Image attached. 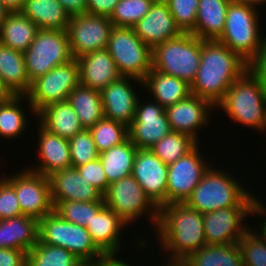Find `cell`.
I'll list each match as a JSON object with an SVG mask.
<instances>
[{"label": "cell", "mask_w": 266, "mask_h": 266, "mask_svg": "<svg viewBox=\"0 0 266 266\" xmlns=\"http://www.w3.org/2000/svg\"><path fill=\"white\" fill-rule=\"evenodd\" d=\"M247 70V62L227 46L217 40H204L199 69L190 85L191 94L217 108L229 87Z\"/></svg>", "instance_id": "cell-1"}, {"label": "cell", "mask_w": 266, "mask_h": 266, "mask_svg": "<svg viewBox=\"0 0 266 266\" xmlns=\"http://www.w3.org/2000/svg\"><path fill=\"white\" fill-rule=\"evenodd\" d=\"M161 250L169 251V259H186L206 245L203 214L186 202H176L159 208L156 230Z\"/></svg>", "instance_id": "cell-2"}, {"label": "cell", "mask_w": 266, "mask_h": 266, "mask_svg": "<svg viewBox=\"0 0 266 266\" xmlns=\"http://www.w3.org/2000/svg\"><path fill=\"white\" fill-rule=\"evenodd\" d=\"M222 169L209 167L186 203L205 214L229 207H256L258 197Z\"/></svg>", "instance_id": "cell-3"}, {"label": "cell", "mask_w": 266, "mask_h": 266, "mask_svg": "<svg viewBox=\"0 0 266 266\" xmlns=\"http://www.w3.org/2000/svg\"><path fill=\"white\" fill-rule=\"evenodd\" d=\"M217 106L239 125L266 131V90L248 70L229 87Z\"/></svg>", "instance_id": "cell-4"}, {"label": "cell", "mask_w": 266, "mask_h": 266, "mask_svg": "<svg viewBox=\"0 0 266 266\" xmlns=\"http://www.w3.org/2000/svg\"><path fill=\"white\" fill-rule=\"evenodd\" d=\"M203 41L191 33H181L155 46L152 49V69L191 85L199 69Z\"/></svg>", "instance_id": "cell-5"}, {"label": "cell", "mask_w": 266, "mask_h": 266, "mask_svg": "<svg viewBox=\"0 0 266 266\" xmlns=\"http://www.w3.org/2000/svg\"><path fill=\"white\" fill-rule=\"evenodd\" d=\"M259 17L257 7L231 1L227 8L224 31L217 41L248 63L266 39L261 36Z\"/></svg>", "instance_id": "cell-6"}, {"label": "cell", "mask_w": 266, "mask_h": 266, "mask_svg": "<svg viewBox=\"0 0 266 266\" xmlns=\"http://www.w3.org/2000/svg\"><path fill=\"white\" fill-rule=\"evenodd\" d=\"M38 241L65 248L79 260L98 259L103 254L85 227L67 222L55 211L39 220Z\"/></svg>", "instance_id": "cell-7"}, {"label": "cell", "mask_w": 266, "mask_h": 266, "mask_svg": "<svg viewBox=\"0 0 266 266\" xmlns=\"http://www.w3.org/2000/svg\"><path fill=\"white\" fill-rule=\"evenodd\" d=\"M106 49L123 77L143 81L152 69V49L136 35L134 28L114 27Z\"/></svg>", "instance_id": "cell-8"}, {"label": "cell", "mask_w": 266, "mask_h": 266, "mask_svg": "<svg viewBox=\"0 0 266 266\" xmlns=\"http://www.w3.org/2000/svg\"><path fill=\"white\" fill-rule=\"evenodd\" d=\"M30 81L73 59L67 30L38 29L34 41L23 52Z\"/></svg>", "instance_id": "cell-9"}, {"label": "cell", "mask_w": 266, "mask_h": 266, "mask_svg": "<svg viewBox=\"0 0 266 266\" xmlns=\"http://www.w3.org/2000/svg\"><path fill=\"white\" fill-rule=\"evenodd\" d=\"M80 84L77 59L56 66L32 81L29 92L25 95L27 105L35 115L44 107L66 101L73 89ZM29 100V101H28Z\"/></svg>", "instance_id": "cell-10"}, {"label": "cell", "mask_w": 266, "mask_h": 266, "mask_svg": "<svg viewBox=\"0 0 266 266\" xmlns=\"http://www.w3.org/2000/svg\"><path fill=\"white\" fill-rule=\"evenodd\" d=\"M103 200L107 207L129 225L136 218L147 213L150 215L148 217L151 223L157 227L159 208L145 194L132 175L110 183L103 194Z\"/></svg>", "instance_id": "cell-11"}, {"label": "cell", "mask_w": 266, "mask_h": 266, "mask_svg": "<svg viewBox=\"0 0 266 266\" xmlns=\"http://www.w3.org/2000/svg\"><path fill=\"white\" fill-rule=\"evenodd\" d=\"M265 207V204L258 200L256 207H229L203 214L206 244L239 243V240L250 229L242 222L247 220L246 217H250L251 214L266 217Z\"/></svg>", "instance_id": "cell-12"}, {"label": "cell", "mask_w": 266, "mask_h": 266, "mask_svg": "<svg viewBox=\"0 0 266 266\" xmlns=\"http://www.w3.org/2000/svg\"><path fill=\"white\" fill-rule=\"evenodd\" d=\"M3 177L14 187L23 215L39 221L54 211L48 177L28 167L17 175Z\"/></svg>", "instance_id": "cell-13"}, {"label": "cell", "mask_w": 266, "mask_h": 266, "mask_svg": "<svg viewBox=\"0 0 266 266\" xmlns=\"http://www.w3.org/2000/svg\"><path fill=\"white\" fill-rule=\"evenodd\" d=\"M114 24L109 17L83 13L70 17L67 33L73 58L105 49Z\"/></svg>", "instance_id": "cell-14"}, {"label": "cell", "mask_w": 266, "mask_h": 266, "mask_svg": "<svg viewBox=\"0 0 266 266\" xmlns=\"http://www.w3.org/2000/svg\"><path fill=\"white\" fill-rule=\"evenodd\" d=\"M199 149L197 144L189 153L168 165L167 204L186 202L209 169L210 165Z\"/></svg>", "instance_id": "cell-15"}, {"label": "cell", "mask_w": 266, "mask_h": 266, "mask_svg": "<svg viewBox=\"0 0 266 266\" xmlns=\"http://www.w3.org/2000/svg\"><path fill=\"white\" fill-rule=\"evenodd\" d=\"M165 108L158 102L136 104L135 118L128 126L129 139L139 149H150L171 132Z\"/></svg>", "instance_id": "cell-16"}, {"label": "cell", "mask_w": 266, "mask_h": 266, "mask_svg": "<svg viewBox=\"0 0 266 266\" xmlns=\"http://www.w3.org/2000/svg\"><path fill=\"white\" fill-rule=\"evenodd\" d=\"M167 175L168 164L150 149L138 148L132 176L158 208L167 205Z\"/></svg>", "instance_id": "cell-17"}, {"label": "cell", "mask_w": 266, "mask_h": 266, "mask_svg": "<svg viewBox=\"0 0 266 266\" xmlns=\"http://www.w3.org/2000/svg\"><path fill=\"white\" fill-rule=\"evenodd\" d=\"M212 109L215 110L216 107L211 102L190 94L187 98L165 108V112L172 131L187 134L198 142L197 131L209 124V113Z\"/></svg>", "instance_id": "cell-18"}, {"label": "cell", "mask_w": 266, "mask_h": 266, "mask_svg": "<svg viewBox=\"0 0 266 266\" xmlns=\"http://www.w3.org/2000/svg\"><path fill=\"white\" fill-rule=\"evenodd\" d=\"M130 80L143 86V81L139 79L121 76L100 91L104 118L118 121L127 126L135 118L136 104L139 99Z\"/></svg>", "instance_id": "cell-19"}, {"label": "cell", "mask_w": 266, "mask_h": 266, "mask_svg": "<svg viewBox=\"0 0 266 266\" xmlns=\"http://www.w3.org/2000/svg\"><path fill=\"white\" fill-rule=\"evenodd\" d=\"M51 199L55 207L62 201H104L103 194L81 177L76 168H67L48 176Z\"/></svg>", "instance_id": "cell-20"}, {"label": "cell", "mask_w": 266, "mask_h": 266, "mask_svg": "<svg viewBox=\"0 0 266 266\" xmlns=\"http://www.w3.org/2000/svg\"><path fill=\"white\" fill-rule=\"evenodd\" d=\"M133 28L151 49L182 33L176 26L168 4L160 2H154L149 12Z\"/></svg>", "instance_id": "cell-21"}, {"label": "cell", "mask_w": 266, "mask_h": 266, "mask_svg": "<svg viewBox=\"0 0 266 266\" xmlns=\"http://www.w3.org/2000/svg\"><path fill=\"white\" fill-rule=\"evenodd\" d=\"M76 59L82 86L101 91L121 77L106 48L86 53Z\"/></svg>", "instance_id": "cell-22"}, {"label": "cell", "mask_w": 266, "mask_h": 266, "mask_svg": "<svg viewBox=\"0 0 266 266\" xmlns=\"http://www.w3.org/2000/svg\"><path fill=\"white\" fill-rule=\"evenodd\" d=\"M39 125V147L37 148L39 158L41 163H38V166L32 169H28L40 173L48 177L52 173L57 171L71 168V156H70V144L69 140L62 138L56 134L50 133L44 127Z\"/></svg>", "instance_id": "cell-23"}, {"label": "cell", "mask_w": 266, "mask_h": 266, "mask_svg": "<svg viewBox=\"0 0 266 266\" xmlns=\"http://www.w3.org/2000/svg\"><path fill=\"white\" fill-rule=\"evenodd\" d=\"M127 225L128 223L105 205L85 228L103 253H118L123 248L120 233Z\"/></svg>", "instance_id": "cell-24"}, {"label": "cell", "mask_w": 266, "mask_h": 266, "mask_svg": "<svg viewBox=\"0 0 266 266\" xmlns=\"http://www.w3.org/2000/svg\"><path fill=\"white\" fill-rule=\"evenodd\" d=\"M39 221L22 215L0 220V248L29 252L38 242Z\"/></svg>", "instance_id": "cell-25"}, {"label": "cell", "mask_w": 266, "mask_h": 266, "mask_svg": "<svg viewBox=\"0 0 266 266\" xmlns=\"http://www.w3.org/2000/svg\"><path fill=\"white\" fill-rule=\"evenodd\" d=\"M36 116L38 123L50 133L70 139L84 128L70 103L60 101L42 108Z\"/></svg>", "instance_id": "cell-26"}, {"label": "cell", "mask_w": 266, "mask_h": 266, "mask_svg": "<svg viewBox=\"0 0 266 266\" xmlns=\"http://www.w3.org/2000/svg\"><path fill=\"white\" fill-rule=\"evenodd\" d=\"M0 79L11 95H26L31 87L23 52L0 43Z\"/></svg>", "instance_id": "cell-27"}, {"label": "cell", "mask_w": 266, "mask_h": 266, "mask_svg": "<svg viewBox=\"0 0 266 266\" xmlns=\"http://www.w3.org/2000/svg\"><path fill=\"white\" fill-rule=\"evenodd\" d=\"M143 86L153 96V101L167 108L191 94L190 85L175 76L160 73L154 69L143 80Z\"/></svg>", "instance_id": "cell-28"}, {"label": "cell", "mask_w": 266, "mask_h": 266, "mask_svg": "<svg viewBox=\"0 0 266 266\" xmlns=\"http://www.w3.org/2000/svg\"><path fill=\"white\" fill-rule=\"evenodd\" d=\"M231 0H199L197 19L191 34L203 40H217L223 33Z\"/></svg>", "instance_id": "cell-29"}, {"label": "cell", "mask_w": 266, "mask_h": 266, "mask_svg": "<svg viewBox=\"0 0 266 266\" xmlns=\"http://www.w3.org/2000/svg\"><path fill=\"white\" fill-rule=\"evenodd\" d=\"M20 12L39 29L67 30L70 20L57 0H26Z\"/></svg>", "instance_id": "cell-30"}, {"label": "cell", "mask_w": 266, "mask_h": 266, "mask_svg": "<svg viewBox=\"0 0 266 266\" xmlns=\"http://www.w3.org/2000/svg\"><path fill=\"white\" fill-rule=\"evenodd\" d=\"M38 26L21 12H11L0 26V43L25 52L35 39Z\"/></svg>", "instance_id": "cell-31"}, {"label": "cell", "mask_w": 266, "mask_h": 266, "mask_svg": "<svg viewBox=\"0 0 266 266\" xmlns=\"http://www.w3.org/2000/svg\"><path fill=\"white\" fill-rule=\"evenodd\" d=\"M184 260L187 266H244L238 243L206 244Z\"/></svg>", "instance_id": "cell-32"}, {"label": "cell", "mask_w": 266, "mask_h": 266, "mask_svg": "<svg viewBox=\"0 0 266 266\" xmlns=\"http://www.w3.org/2000/svg\"><path fill=\"white\" fill-rule=\"evenodd\" d=\"M137 150L128 138L125 142L99 153L109 184L132 175Z\"/></svg>", "instance_id": "cell-33"}, {"label": "cell", "mask_w": 266, "mask_h": 266, "mask_svg": "<svg viewBox=\"0 0 266 266\" xmlns=\"http://www.w3.org/2000/svg\"><path fill=\"white\" fill-rule=\"evenodd\" d=\"M67 101L77 113L84 129L93 127L104 118L100 91L82 85L76 86Z\"/></svg>", "instance_id": "cell-34"}, {"label": "cell", "mask_w": 266, "mask_h": 266, "mask_svg": "<svg viewBox=\"0 0 266 266\" xmlns=\"http://www.w3.org/2000/svg\"><path fill=\"white\" fill-rule=\"evenodd\" d=\"M25 95H11L0 101V136L7 139H15L26 130L27 116L20 104L25 100ZM23 100V101H22Z\"/></svg>", "instance_id": "cell-35"}, {"label": "cell", "mask_w": 266, "mask_h": 266, "mask_svg": "<svg viewBox=\"0 0 266 266\" xmlns=\"http://www.w3.org/2000/svg\"><path fill=\"white\" fill-rule=\"evenodd\" d=\"M198 143L200 142L187 134L171 131L154 144L150 150L169 165L189 153Z\"/></svg>", "instance_id": "cell-36"}, {"label": "cell", "mask_w": 266, "mask_h": 266, "mask_svg": "<svg viewBox=\"0 0 266 266\" xmlns=\"http://www.w3.org/2000/svg\"><path fill=\"white\" fill-rule=\"evenodd\" d=\"M79 259L65 248L37 244L27 254V266H75Z\"/></svg>", "instance_id": "cell-37"}, {"label": "cell", "mask_w": 266, "mask_h": 266, "mask_svg": "<svg viewBox=\"0 0 266 266\" xmlns=\"http://www.w3.org/2000/svg\"><path fill=\"white\" fill-rule=\"evenodd\" d=\"M89 131L99 153L125 142L129 138L128 126L118 121L103 118Z\"/></svg>", "instance_id": "cell-38"}, {"label": "cell", "mask_w": 266, "mask_h": 266, "mask_svg": "<svg viewBox=\"0 0 266 266\" xmlns=\"http://www.w3.org/2000/svg\"><path fill=\"white\" fill-rule=\"evenodd\" d=\"M104 206V201H62L54 207V211L67 222L86 227Z\"/></svg>", "instance_id": "cell-39"}, {"label": "cell", "mask_w": 266, "mask_h": 266, "mask_svg": "<svg viewBox=\"0 0 266 266\" xmlns=\"http://www.w3.org/2000/svg\"><path fill=\"white\" fill-rule=\"evenodd\" d=\"M153 0H120L109 20L114 27L133 28L148 12Z\"/></svg>", "instance_id": "cell-40"}, {"label": "cell", "mask_w": 266, "mask_h": 266, "mask_svg": "<svg viewBox=\"0 0 266 266\" xmlns=\"http://www.w3.org/2000/svg\"><path fill=\"white\" fill-rule=\"evenodd\" d=\"M250 228L239 240L244 266H266V235Z\"/></svg>", "instance_id": "cell-41"}, {"label": "cell", "mask_w": 266, "mask_h": 266, "mask_svg": "<svg viewBox=\"0 0 266 266\" xmlns=\"http://www.w3.org/2000/svg\"><path fill=\"white\" fill-rule=\"evenodd\" d=\"M72 167L84 165L99 158L94 139L89 129H83L69 139Z\"/></svg>", "instance_id": "cell-42"}, {"label": "cell", "mask_w": 266, "mask_h": 266, "mask_svg": "<svg viewBox=\"0 0 266 266\" xmlns=\"http://www.w3.org/2000/svg\"><path fill=\"white\" fill-rule=\"evenodd\" d=\"M199 0H168L170 12L182 33H191L196 25Z\"/></svg>", "instance_id": "cell-43"}, {"label": "cell", "mask_w": 266, "mask_h": 266, "mask_svg": "<svg viewBox=\"0 0 266 266\" xmlns=\"http://www.w3.org/2000/svg\"><path fill=\"white\" fill-rule=\"evenodd\" d=\"M14 187L4 178H0V220L22 216Z\"/></svg>", "instance_id": "cell-44"}, {"label": "cell", "mask_w": 266, "mask_h": 266, "mask_svg": "<svg viewBox=\"0 0 266 266\" xmlns=\"http://www.w3.org/2000/svg\"><path fill=\"white\" fill-rule=\"evenodd\" d=\"M81 177L104 194L108 189V180L100 158L76 167Z\"/></svg>", "instance_id": "cell-45"}, {"label": "cell", "mask_w": 266, "mask_h": 266, "mask_svg": "<svg viewBox=\"0 0 266 266\" xmlns=\"http://www.w3.org/2000/svg\"><path fill=\"white\" fill-rule=\"evenodd\" d=\"M248 71L266 90V39L254 57L247 63Z\"/></svg>", "instance_id": "cell-46"}, {"label": "cell", "mask_w": 266, "mask_h": 266, "mask_svg": "<svg viewBox=\"0 0 266 266\" xmlns=\"http://www.w3.org/2000/svg\"><path fill=\"white\" fill-rule=\"evenodd\" d=\"M27 251L0 248V266H27Z\"/></svg>", "instance_id": "cell-47"}, {"label": "cell", "mask_w": 266, "mask_h": 266, "mask_svg": "<svg viewBox=\"0 0 266 266\" xmlns=\"http://www.w3.org/2000/svg\"><path fill=\"white\" fill-rule=\"evenodd\" d=\"M120 0H87V13L110 17Z\"/></svg>", "instance_id": "cell-48"}, {"label": "cell", "mask_w": 266, "mask_h": 266, "mask_svg": "<svg viewBox=\"0 0 266 266\" xmlns=\"http://www.w3.org/2000/svg\"><path fill=\"white\" fill-rule=\"evenodd\" d=\"M66 13L72 17L87 13V0H57Z\"/></svg>", "instance_id": "cell-49"}, {"label": "cell", "mask_w": 266, "mask_h": 266, "mask_svg": "<svg viewBox=\"0 0 266 266\" xmlns=\"http://www.w3.org/2000/svg\"><path fill=\"white\" fill-rule=\"evenodd\" d=\"M118 253H103L97 260L98 266H130L131 264L121 260ZM117 257V258H116ZM120 258V259H118Z\"/></svg>", "instance_id": "cell-50"}, {"label": "cell", "mask_w": 266, "mask_h": 266, "mask_svg": "<svg viewBox=\"0 0 266 266\" xmlns=\"http://www.w3.org/2000/svg\"><path fill=\"white\" fill-rule=\"evenodd\" d=\"M11 12H20L26 0H0Z\"/></svg>", "instance_id": "cell-51"}, {"label": "cell", "mask_w": 266, "mask_h": 266, "mask_svg": "<svg viewBox=\"0 0 266 266\" xmlns=\"http://www.w3.org/2000/svg\"><path fill=\"white\" fill-rule=\"evenodd\" d=\"M11 11L0 1V26Z\"/></svg>", "instance_id": "cell-52"}, {"label": "cell", "mask_w": 266, "mask_h": 266, "mask_svg": "<svg viewBox=\"0 0 266 266\" xmlns=\"http://www.w3.org/2000/svg\"><path fill=\"white\" fill-rule=\"evenodd\" d=\"M231 1L236 3L248 4L254 7H258L259 4L261 3L264 4L266 2V0H231Z\"/></svg>", "instance_id": "cell-53"}, {"label": "cell", "mask_w": 266, "mask_h": 266, "mask_svg": "<svg viewBox=\"0 0 266 266\" xmlns=\"http://www.w3.org/2000/svg\"><path fill=\"white\" fill-rule=\"evenodd\" d=\"M75 266H98V260H79Z\"/></svg>", "instance_id": "cell-54"}, {"label": "cell", "mask_w": 266, "mask_h": 266, "mask_svg": "<svg viewBox=\"0 0 266 266\" xmlns=\"http://www.w3.org/2000/svg\"><path fill=\"white\" fill-rule=\"evenodd\" d=\"M10 96H11V94L4 87V85L0 79V101L5 100V99L9 98Z\"/></svg>", "instance_id": "cell-55"}, {"label": "cell", "mask_w": 266, "mask_h": 266, "mask_svg": "<svg viewBox=\"0 0 266 266\" xmlns=\"http://www.w3.org/2000/svg\"><path fill=\"white\" fill-rule=\"evenodd\" d=\"M164 266H187L185 260L170 259Z\"/></svg>", "instance_id": "cell-56"}, {"label": "cell", "mask_w": 266, "mask_h": 266, "mask_svg": "<svg viewBox=\"0 0 266 266\" xmlns=\"http://www.w3.org/2000/svg\"><path fill=\"white\" fill-rule=\"evenodd\" d=\"M259 228L262 230V232L266 235V218H264L263 222L260 223Z\"/></svg>", "instance_id": "cell-57"}, {"label": "cell", "mask_w": 266, "mask_h": 266, "mask_svg": "<svg viewBox=\"0 0 266 266\" xmlns=\"http://www.w3.org/2000/svg\"><path fill=\"white\" fill-rule=\"evenodd\" d=\"M153 2L167 3L168 0H153Z\"/></svg>", "instance_id": "cell-58"}]
</instances>
